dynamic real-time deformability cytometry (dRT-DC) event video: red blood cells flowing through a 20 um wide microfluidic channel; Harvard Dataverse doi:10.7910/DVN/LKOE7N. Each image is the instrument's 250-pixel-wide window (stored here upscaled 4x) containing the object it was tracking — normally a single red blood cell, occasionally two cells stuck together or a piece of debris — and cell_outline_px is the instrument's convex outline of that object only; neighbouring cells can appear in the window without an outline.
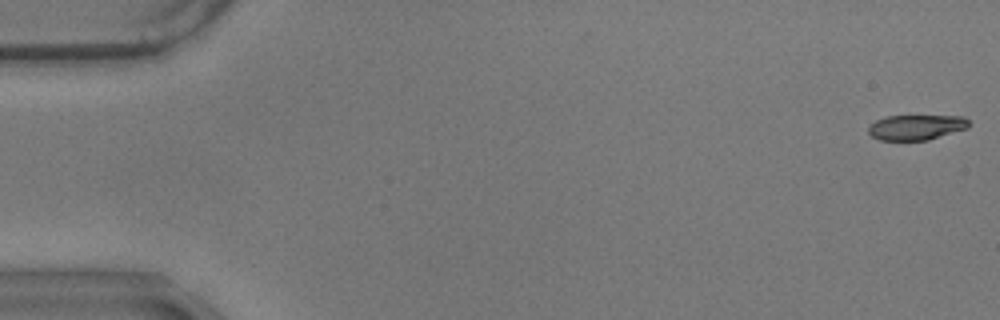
{"species": "common noctule bat (a hibernating species)", "species_latin": "Nyctalus noctula", "temperature_condition": "warm", "stored_images_in_passage": 58, "camera_frame_rate_fps": 3000, "um_per_image_px": 0.085, "animal": {"sex": "male", "body_mass_g": 17.9}, "frame": {"image": 1, "passage_image": 1, "time_ms": 0.0, "image_size_px": [1000, 320], "cell_outline_px": [[968, 128], [928, 140], [880, 140], [872, 136], [868, 132], [868, 128], [876, 120], [888, 116], [964, 116], [968, 120]], "centroid_in_image_um": [77.89, 10.82], "position_along_channel_um": 7.1, "area_um2": 14.62}}
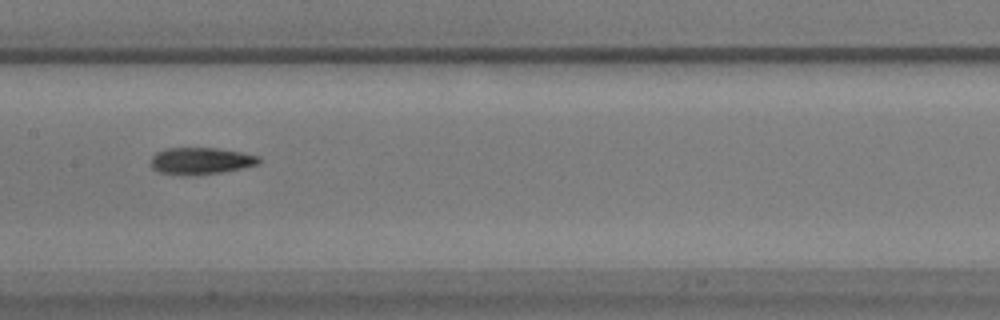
{"frame": {"image": 2, "passage_image": 29, "time_ms": 9.333, "image_size_px": [1000, 320], "cell_outline_px": [[260, 164], [244, 168], [220, 172], [160, 172], [152, 168], [152, 156], [156, 152], [164, 148], [216, 148], [240, 152], [260, 156]], "centroid_in_image_um": [17.14, 13.62], "position_along_channel_um": 190.3, "area_um2": 16.07}}
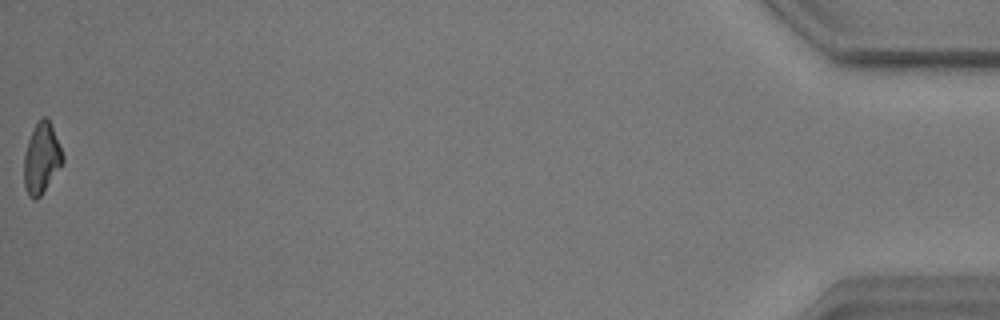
{"frame": {"image": 3, "passage_image": 58, "time_ms": 19.0, "image_size_px": [1000, 320], "cell_outline_px": [[64, 160], [40, 196], [36, 200], [32, 200], [28, 196], [24, 188], [24, 156], [28, 140], [40, 116], [48, 116], [64, 156]], "centroid_in_image_um": [3.51, 13.45], "position_along_channel_um": 431.7, "area_um2": 15.84}, "authors_computed_cell_mechanics": {"area_um2": 16.6753, "velocity_mm_per_s": 3.5053, "shape_relaxation_time_tau1_ms": 6.1679, "shape_relaxation_time_tau2_ms": 6.6329, "deformation_change_tau1": 0.2286, "deformation_change_tau2": 0.1628}}